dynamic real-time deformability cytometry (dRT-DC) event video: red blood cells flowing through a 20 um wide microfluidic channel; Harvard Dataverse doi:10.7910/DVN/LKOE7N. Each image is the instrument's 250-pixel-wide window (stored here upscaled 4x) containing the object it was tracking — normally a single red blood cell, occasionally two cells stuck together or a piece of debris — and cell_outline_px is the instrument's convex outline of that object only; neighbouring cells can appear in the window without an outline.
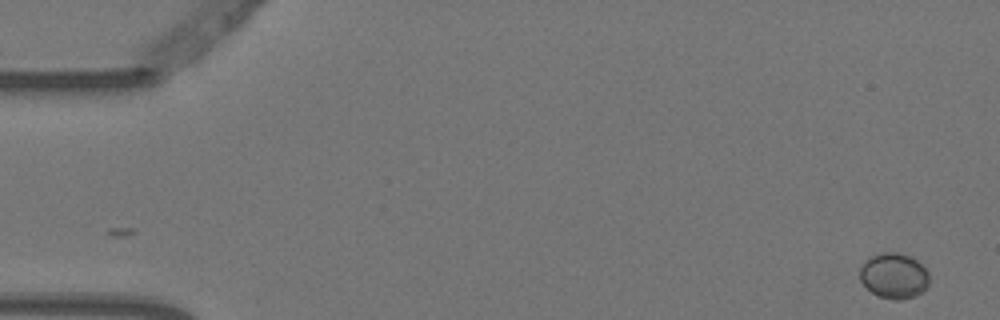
{"species": "Egyptian fruit bat (a non-hibernating species)", "species_latin": "Rousettus aegyptiacus", "temperature_condition": "warm", "stored_images_in_passage": 6, "camera_frame_rate_fps": 3000, "um_per_image_px": 0.085, "animal": {"sex": "female"}, "frame": {"image": 1, "passage_image": 1, "time_ms": 0.0, "image_size_px": [1000, 320], "cell_outline_px": [[928, 284], [916, 296], [900, 300], [892, 300], [880, 296], [872, 292], [860, 280], [860, 268], [864, 260], [880, 252], [896, 252], [912, 256], [928, 272]], "centroid_in_image_um": [75.97, 23.43], "position_along_channel_um": 9.0, "area_um2": 18.32}}
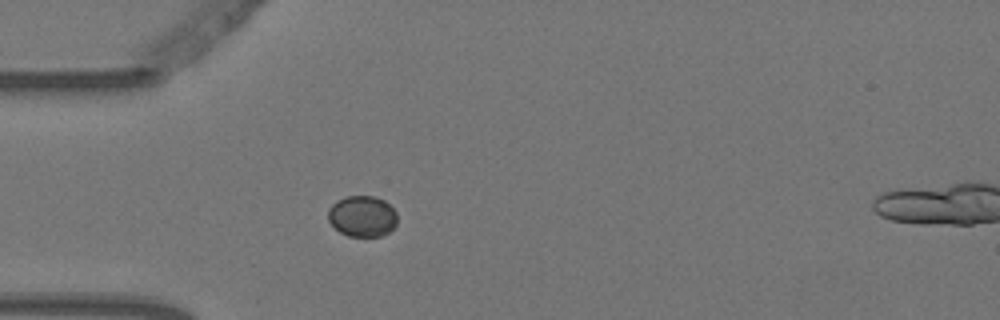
{"frame": {"image": 2, "passage_image": 5, "time_ms": 1.333, "image_size_px": [1000, 320], "cell_outline_px": [[396, 224], [388, 232], [380, 236], [348, 236], [340, 232], [328, 220], [328, 208], [336, 200], [348, 196], [376, 196], [384, 200], [396, 212]], "centroid_in_image_um": [30.78, 18.37], "position_along_channel_um": 54.2, "area_um2": 16.47}}